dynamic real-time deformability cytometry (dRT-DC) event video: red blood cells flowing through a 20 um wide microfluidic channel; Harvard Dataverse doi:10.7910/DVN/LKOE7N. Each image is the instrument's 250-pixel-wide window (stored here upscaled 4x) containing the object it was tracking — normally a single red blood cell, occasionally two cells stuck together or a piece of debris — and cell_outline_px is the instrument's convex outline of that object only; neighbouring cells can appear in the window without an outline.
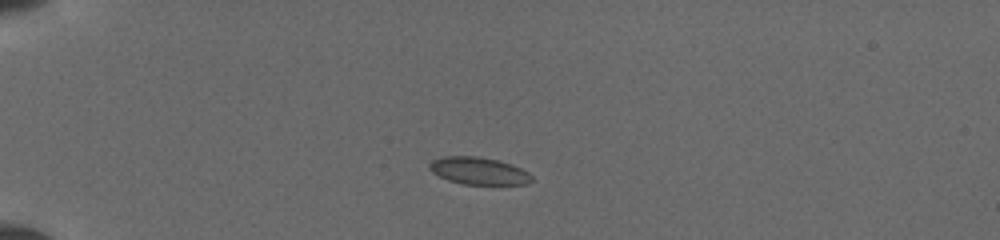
{"species": "common noctule bat (a hibernating species)", "species_latin": "Nyctalus noctula", "temperature_condition": "cold", "stored_images_in_passage": 7, "camera_frame_rate_fps": 3000, "um_per_image_px": 0.085, "animal": {"sex": "female", "body_mass_g": 19.5, "forearm_length_mm": 54.1}, "frame": {"image": 1, "passage_image": 1, "time_ms": 0.0, "image_size_px": [1000, 240], "cell_outline_px": [[532, 180], [528, 184], [464, 184], [448, 180], [432, 172], [428, 168], [428, 164], [432, 160], [444, 156], [476, 156], [496, 160], [512, 164], [528, 172], [532, 176]], "centroid_in_image_um": [40.67, 14.52], "position_along_channel_um": 44.3, "area_um2": 16.18}}